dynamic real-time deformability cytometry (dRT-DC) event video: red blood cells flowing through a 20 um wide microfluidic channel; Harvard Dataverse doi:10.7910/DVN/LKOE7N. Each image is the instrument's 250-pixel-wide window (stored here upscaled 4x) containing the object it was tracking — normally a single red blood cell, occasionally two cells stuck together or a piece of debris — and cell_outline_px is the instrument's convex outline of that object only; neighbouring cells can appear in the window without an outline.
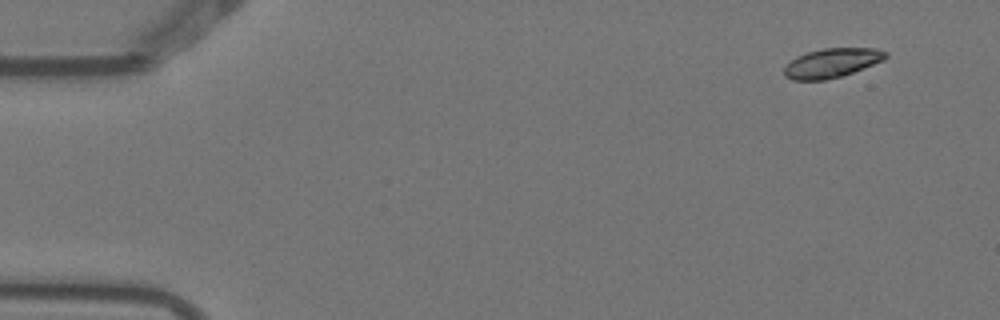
{"species": "Egyptian fruit bat (a non-hibernating species)", "species_latin": "Rousettus aegyptiacus", "temperature_condition": "warm", "stored_images_in_passage": 4, "camera_frame_rate_fps": 3000, "um_per_image_px": 0.085, "animal": {"sex": "female"}, "frame": {"image": 1, "passage_image": 1, "time_ms": 0.0, "image_size_px": [1000, 320], "cell_outline_px": [[888, 56], [884, 60], [852, 72], [840, 76], [824, 80], [792, 80], [784, 76], [784, 68], [796, 56], [808, 52], [824, 48], [872, 48], [888, 52]], "centroid_in_image_um": [70.7, 5.35], "position_along_channel_um": 14.3, "area_um2": 17.11}}